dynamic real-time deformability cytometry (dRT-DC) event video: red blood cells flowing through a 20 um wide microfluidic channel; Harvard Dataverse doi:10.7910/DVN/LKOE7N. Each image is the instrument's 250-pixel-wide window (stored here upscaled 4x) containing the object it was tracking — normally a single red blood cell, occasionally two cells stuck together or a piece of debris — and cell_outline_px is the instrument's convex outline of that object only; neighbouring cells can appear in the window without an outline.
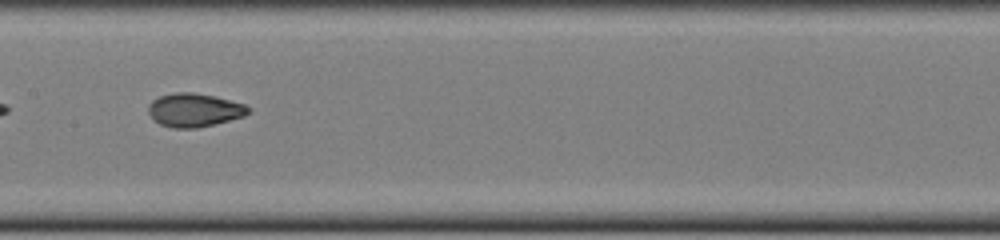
{"species": "common noctule bat (a hibernating species)", "species_latin": "Nyctalus noctula", "temperature_condition": "cold", "stored_images_in_passage": 37, "camera_frame_rate_fps": 3000, "um_per_image_px": 0.085, "animal": {"sex": "female", "body_mass_g": 22.0, "forearm_length_mm": 56.7}, "frame": {"image": 1, "passage_image": 11, "time_ms": 3.333, "image_size_px": [1000, 240], "cell_outline_px": [[248, 112], [244, 116], [196, 128], [172, 128], [160, 124], [152, 120], [148, 112], [148, 104], [152, 100], [160, 96], [176, 92], [192, 92], [212, 96], [244, 104], [248, 108]], "centroid_in_image_um": [16.43, 9.36], "position_along_channel_um": 191.0, "area_um2": 19.25}}
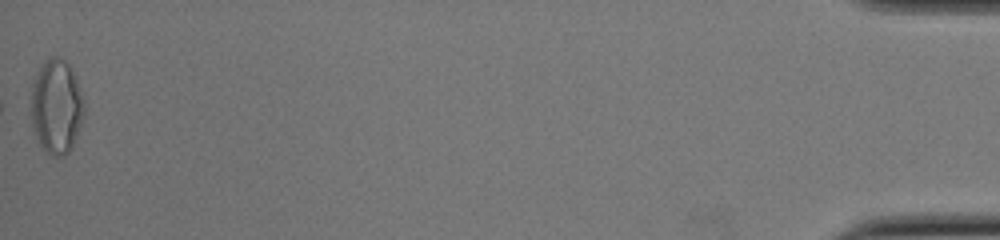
{"frame": {"image": 2, "passage_image": 37, "time_ms": 12.0, "image_size_px": [1000, 240], "cell_outline_px": [[84, 116], [72, 148], [64, 156], [52, 156], [40, 144], [32, 128], [32, 80], [40, 64], [48, 56], [60, 56], [68, 60], [76, 76], [84, 100]], "centroid_in_image_um": [4.81, 8.98], "position_along_channel_um": 430.4, "area_um2": 29.77}, "authors_computed_cell_mechanics": {"area_um2": 19.2474, "velocity_mm_per_s": 3.8794, "shape_relaxation_time_tau1_ms": 7.9516, "shape_relaxation_time_tau2_ms": 1.5222, "deformation_change_tau1": 0.2178, "deformation_change_tau2": 0.056}}